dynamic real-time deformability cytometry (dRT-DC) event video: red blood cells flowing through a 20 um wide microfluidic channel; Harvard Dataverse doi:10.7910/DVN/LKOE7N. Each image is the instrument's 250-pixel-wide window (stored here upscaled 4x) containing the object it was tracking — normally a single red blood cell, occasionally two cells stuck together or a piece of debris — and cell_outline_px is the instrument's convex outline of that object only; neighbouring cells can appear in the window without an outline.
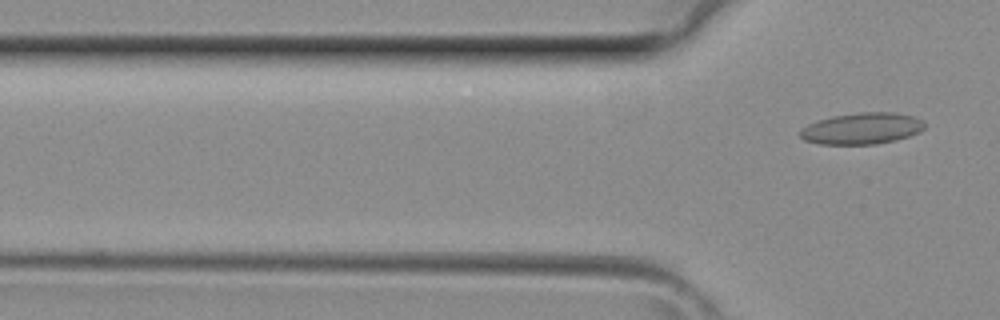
{"species": "common noctule bat (a hibernating species)", "species_latin": "Nyctalus noctula", "temperature_condition": "room temperature", "stored_images_in_passage": 5, "camera_frame_rate_fps": 3000, "um_per_image_px": 0.085, "animal": {"sex": "female", "body_mass_g": 29.2, "forearm_length_mm": 56.3}, "frame": {"image": 1, "passage_image": 5, "time_ms": 1.333, "image_size_px": [1000, 320], "cell_outline_px": [[928, 124], [920, 132], [896, 140], [876, 144], [820, 144], [804, 140], [796, 132], [800, 128], [808, 124], [832, 116], [860, 112], [896, 112], [912, 116]], "centroid_in_image_um": [73.25, 10.92], "position_along_channel_um": 52.6, "area_um2": 22.95}}